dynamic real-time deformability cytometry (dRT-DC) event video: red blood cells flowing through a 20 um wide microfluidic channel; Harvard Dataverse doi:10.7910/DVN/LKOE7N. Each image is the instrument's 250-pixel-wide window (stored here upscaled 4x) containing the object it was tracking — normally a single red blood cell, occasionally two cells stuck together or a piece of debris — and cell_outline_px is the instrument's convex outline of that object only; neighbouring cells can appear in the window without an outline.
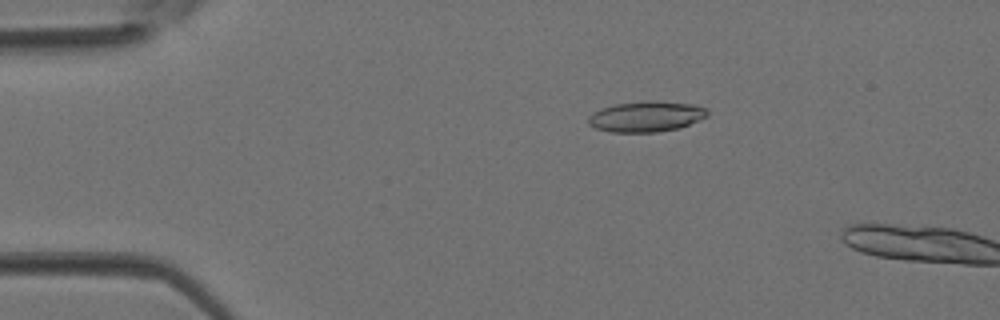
{"species": "Egyptian fruit bat (a non-hibernating species)", "species_latin": "Rousettus aegyptiacus", "temperature_condition": "room temperature", "stored_images_in_passage": 2, "camera_frame_rate_fps": 3000, "um_per_image_px": 0.085, "animal": {"sex": "female"}, "frame": {"image": 1, "passage_image": 1, "time_ms": 0.0, "image_size_px": [1000, 320], "cell_outline_px": [[708, 116], [700, 120], [680, 128], [656, 132], [612, 132], [596, 128], [588, 124], [588, 116], [592, 112], [616, 104], [648, 100], [692, 104], [704, 108], [708, 112]], "centroid_in_image_um": [54.93, 9.91], "position_along_channel_um": 30.1, "area_um2": 21.15}}